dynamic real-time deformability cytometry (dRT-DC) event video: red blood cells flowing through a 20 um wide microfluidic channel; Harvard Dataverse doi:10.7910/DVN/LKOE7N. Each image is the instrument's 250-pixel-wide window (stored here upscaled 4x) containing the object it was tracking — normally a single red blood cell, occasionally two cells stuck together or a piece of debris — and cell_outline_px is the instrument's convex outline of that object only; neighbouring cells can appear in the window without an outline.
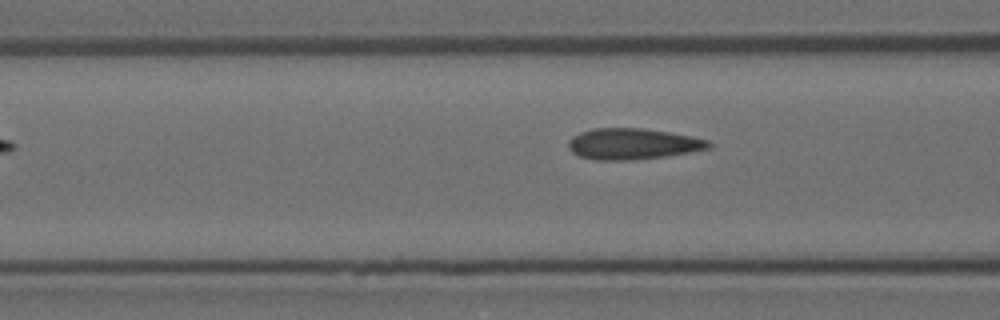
{"species": "Egyptian fruit bat (a non-hibernating species)", "species_latin": "Rousettus aegyptiacus", "temperature_condition": "room temperature", "stored_images_in_passage": 12, "camera_frame_rate_fps": 3000, "um_per_image_px": 0.085, "animal": {"sex": "female"}, "frame": {"image": 1, "passage_image": 4, "time_ms": 1.0, "image_size_px": [1000, 320], "cell_outline_px": [[712, 148], [664, 156], [628, 160], [596, 160], [580, 156], [572, 152], [568, 148], [568, 140], [572, 136], [580, 132], [592, 128], [640, 128], [668, 132], [692, 136], [708, 140], [712, 144]], "centroid_in_image_um": [53.76, 12.22], "position_along_channel_um": 112.8, "area_um2": 25.32}}
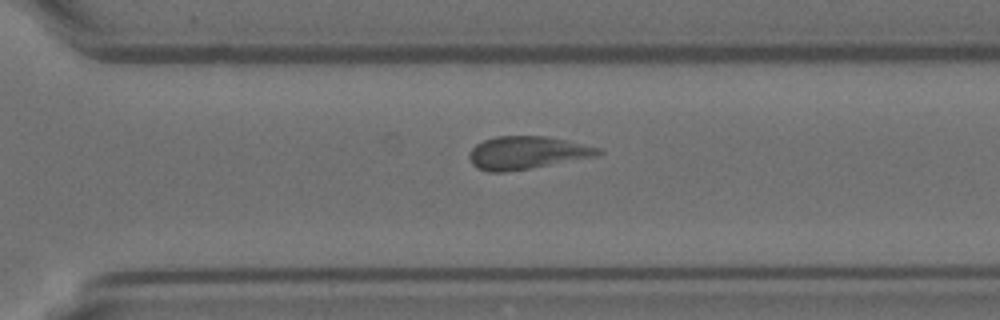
{"frame": {"image": 2, "passage_image": 12, "time_ms": 3.667, "image_size_px": [1000, 320], "cell_outline_px": [[604, 152], [596, 156], [528, 168], [504, 172], [488, 172], [476, 168], [472, 164], [468, 156], [468, 152], [476, 144], [484, 140], [496, 136], [544, 136], [564, 140], [600, 148]], "centroid_in_image_um": [44.72, 12.98], "position_along_channel_um": 325.9, "area_um2": 24.39}}